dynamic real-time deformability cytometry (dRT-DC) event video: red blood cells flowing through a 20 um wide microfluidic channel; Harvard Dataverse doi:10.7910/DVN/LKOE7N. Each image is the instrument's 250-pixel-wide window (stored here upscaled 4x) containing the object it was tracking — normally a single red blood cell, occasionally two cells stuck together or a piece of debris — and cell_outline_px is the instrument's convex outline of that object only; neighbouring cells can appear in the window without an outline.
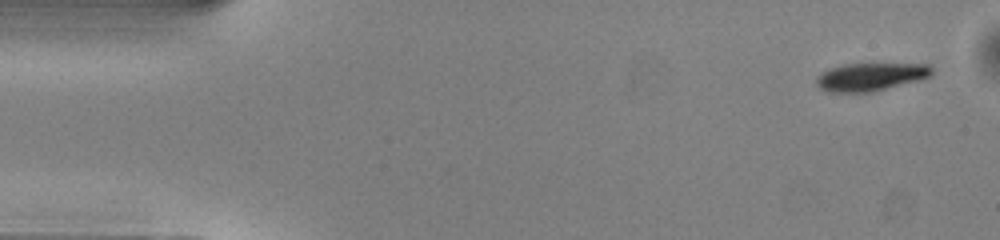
{"species": "common noctule bat (a hibernating species)", "species_latin": "Nyctalus noctula", "temperature_condition": "warm", "stored_images_in_passage": 49, "camera_frame_rate_fps": 3000, "um_per_image_px": 0.085, "animal": {"sex": "male", "body_mass_g": 13.0, "forearm_length_mm": 53.1}, "frame": {"image": 1, "passage_image": 1, "time_ms": 0.0, "image_size_px": [1000, 240], "cell_outline_px": [[932, 76], [872, 92], [828, 92], [820, 88], [816, 84], [816, 76], [832, 68], [844, 64], [932, 64]], "centroid_in_image_um": [74.01, 6.53], "position_along_channel_um": 11.0, "area_um2": 18.61}}
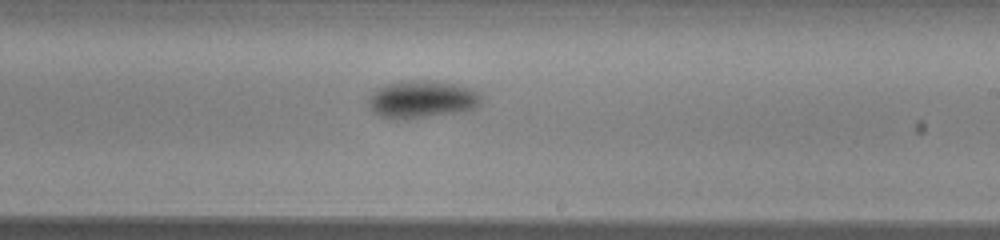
{"frame": {"image": 2, "passage_image": 28, "time_ms": 9.0, "image_size_px": [1000, 240], "cell_outline_px": [[480, 104], [476, 108], [464, 112], [404, 120], [396, 120], [380, 116], [372, 112], [368, 104], [368, 96], [376, 88], [384, 84], [400, 80], [428, 80], [452, 84], [472, 88], [480, 96]], "centroid_in_image_um": [35.81, 8.46], "position_along_channel_um": 253.2, "area_um2": 25.26}}
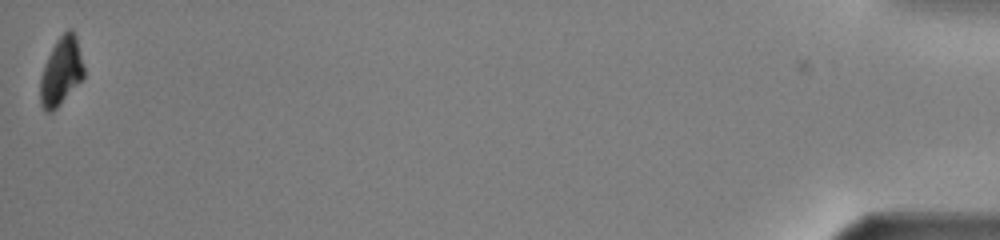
{"frame": {"image": 3, "passage_image": 49, "time_ms": 16.0, "image_size_px": [1000, 240], "cell_outline_px": [[84, 76], [56, 108], [52, 112], [48, 112], [40, 104], [40, 76], [48, 56], [56, 40], [68, 28], [72, 28], [76, 36], [84, 68]], "centroid_in_image_um": [5.19, 6.04], "position_along_channel_um": 430.0, "area_um2": 16.99}, "authors_computed_cell_mechanics": {"area_um2": 21.5016, "velocity_mm_per_s": 4.0208, "shape_relaxation_time_tau1_ms": 1.3273, "shape_relaxation_time_tau2_ms": null, "deformation_change_tau1": 0.1094, "deformation_change_tau2": null}}